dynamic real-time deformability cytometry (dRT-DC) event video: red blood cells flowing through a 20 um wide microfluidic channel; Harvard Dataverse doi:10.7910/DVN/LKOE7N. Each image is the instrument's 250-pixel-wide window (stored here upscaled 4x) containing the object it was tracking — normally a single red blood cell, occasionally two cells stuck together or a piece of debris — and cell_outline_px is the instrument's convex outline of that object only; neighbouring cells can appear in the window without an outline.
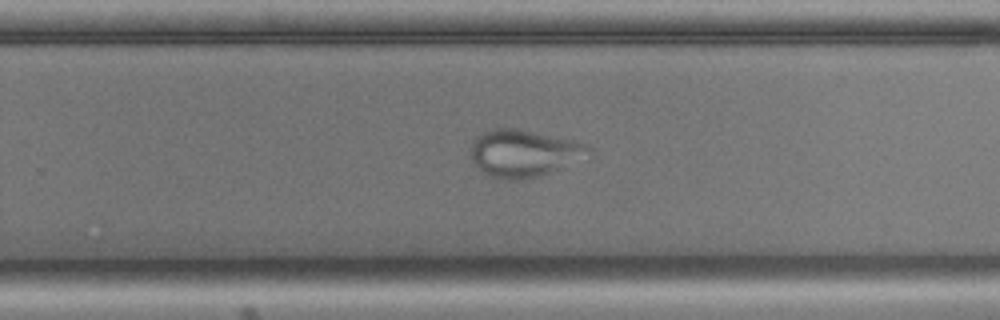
{"species": "common noctule bat (a hibernating species)", "species_latin": "Nyctalus noctula", "temperature_condition": "cold", "stored_images_in_passage": 39, "camera_frame_rate_fps": 3000, "um_per_image_px": 0.085, "animal": {"sex": "male", "body_mass_g": 17.9, "forearm_length_mm": 54.2}, "frame": {"image": 1, "passage_image": 23, "time_ms": 7.333, "image_size_px": [1000, 320], "cell_outline_px": [[596, 148], [592, 152], [548, 172], [536, 176], [516, 180], [504, 180], [492, 176], [484, 172], [472, 160], [472, 144], [476, 136], [484, 132], [496, 128], [516, 128], [572, 140], [588, 144]], "centroid_in_image_um": [44.51, 13.0], "position_along_channel_um": 285.3, "area_um2": 31.5}}